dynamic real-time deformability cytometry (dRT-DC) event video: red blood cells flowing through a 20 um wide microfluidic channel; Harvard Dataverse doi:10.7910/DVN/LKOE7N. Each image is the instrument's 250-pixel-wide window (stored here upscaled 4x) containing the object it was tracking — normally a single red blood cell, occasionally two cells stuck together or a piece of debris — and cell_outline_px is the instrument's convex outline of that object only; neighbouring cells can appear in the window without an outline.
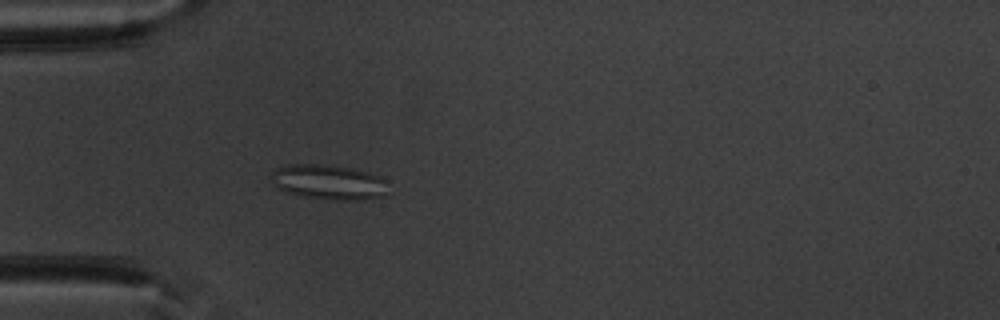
{"species": "common noctule bat (a hibernating species)", "species_latin": "Nyctalus noctula", "temperature_condition": "warm", "stored_images_in_passage": 52, "camera_frame_rate_fps": 3000, "um_per_image_px": 0.085, "animal": {"sex": "male", "body_mass_g": 20.1, "forearm_length_mm": 53.5}, "frame": {"image": 1, "passage_image": 16, "time_ms": 5.0, "image_size_px": [1000, 320], "cell_outline_px": [[388, 180], [384, 196], [364, 200], [336, 200], [300, 196], [284, 192], [276, 188], [268, 176], [276, 168], [284, 164], [320, 164], [352, 168], [368, 172], [380, 176]], "centroid_in_image_um": [27.89, 15.48], "position_along_channel_um": 57.1, "area_um2": 24.33}}
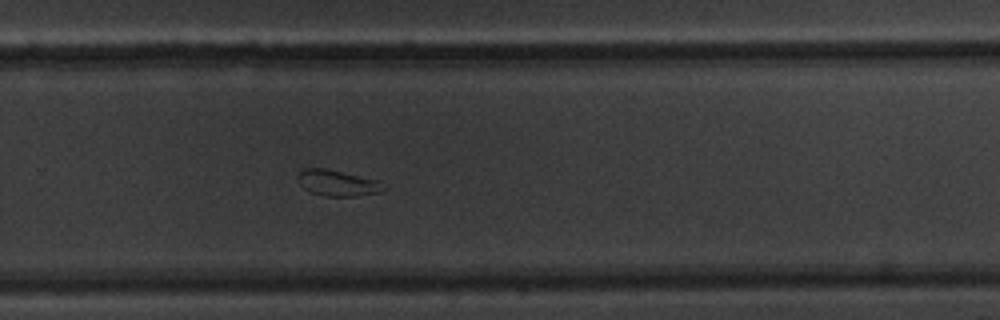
{"frame": {"image": 2, "passage_image": 35, "time_ms": 11.333, "image_size_px": [1000, 320], "cell_outline_px": [[388, 188], [380, 192], [356, 196], [324, 196], [312, 192], [304, 188], [300, 184], [296, 176], [304, 168], [324, 168], [376, 180]], "centroid_in_image_um": [28.67, 15.56], "position_along_channel_um": 301.1, "area_um2": 12.77}}
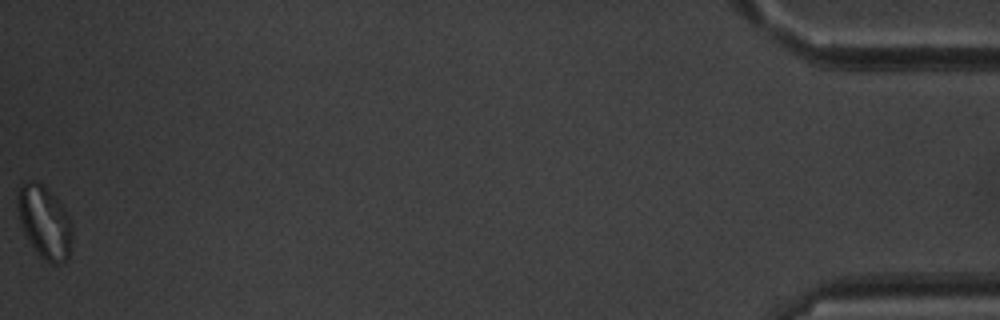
{"frame": {"image": 3, "passage_image": 52, "time_ms": 17.0, "image_size_px": [1000, 320], "cell_outline_px": [[72, 244], [68, 256], [64, 260], [56, 264], [52, 264], [44, 260], [36, 252], [24, 232], [20, 220], [16, 204], [16, 192], [20, 184], [24, 180], [36, 180], [60, 204], [68, 216], [72, 224]], "centroid_in_image_um": [3.75, 18.87], "position_along_channel_um": 431.4, "area_um2": 22.95}, "authors_computed_cell_mechanics": {"area_um2": 20.23, "velocity_mm_per_s": 3.95, "shape_relaxation_time_tau1_ms": null, "shape_relaxation_time_tau2_ms": 1.6279, "deformation_change_tau1": null, "deformation_change_tau2": 0.0783}}